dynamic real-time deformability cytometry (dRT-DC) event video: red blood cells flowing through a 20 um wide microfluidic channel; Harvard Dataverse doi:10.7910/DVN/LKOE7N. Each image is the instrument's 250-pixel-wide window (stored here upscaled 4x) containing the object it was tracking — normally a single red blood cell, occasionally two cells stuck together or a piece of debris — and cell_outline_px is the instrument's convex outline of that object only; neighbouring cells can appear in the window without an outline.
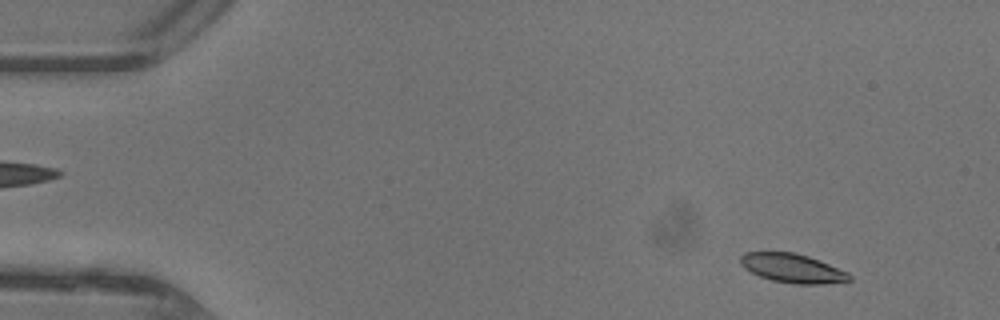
{"species": "common noctule bat (a hibernating species)", "species_latin": "Nyctalus noctula", "temperature_condition": "warm", "stored_images_in_passage": 46, "camera_frame_rate_fps": 3000, "um_per_image_px": 0.085, "animal": {"sex": "female"}, "frame": {"image": 1, "passage_image": 4, "time_ms": 1.0, "image_size_px": [1000, 320], "cell_outline_px": [[852, 280], [820, 284], [796, 284], [772, 280], [760, 276], [744, 268], [740, 264], [740, 256], [744, 252], [792, 252], [808, 256], [820, 260], [848, 272], [852, 276]], "centroid_in_image_um": [67.36, 22.79], "position_along_channel_um": 17.6, "area_um2": 18.38}}
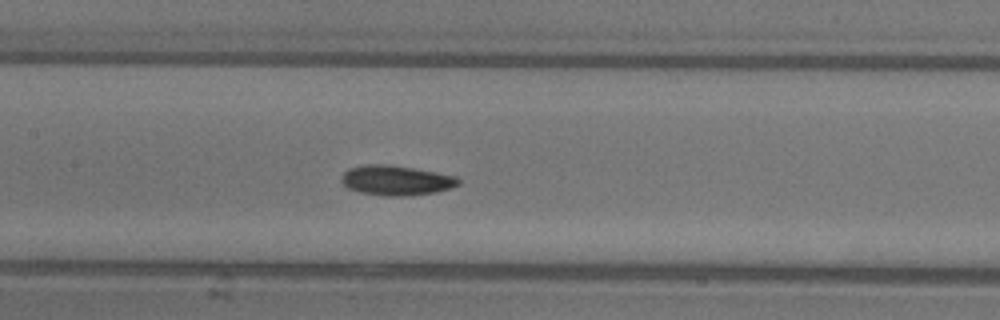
{"frame": {"image": 2, "passage_image": 22, "time_ms": 7.0, "image_size_px": [1000, 320], "cell_outline_px": [[460, 184], [452, 188], [436, 192], [412, 196], [384, 196], [360, 192], [348, 188], [340, 180], [340, 176], [348, 168], [364, 164], [388, 164], [436, 172], [456, 176], [460, 180]], "centroid_in_image_um": [33.67, 15.33], "position_along_channel_um": 173.7, "area_um2": 20.63}}
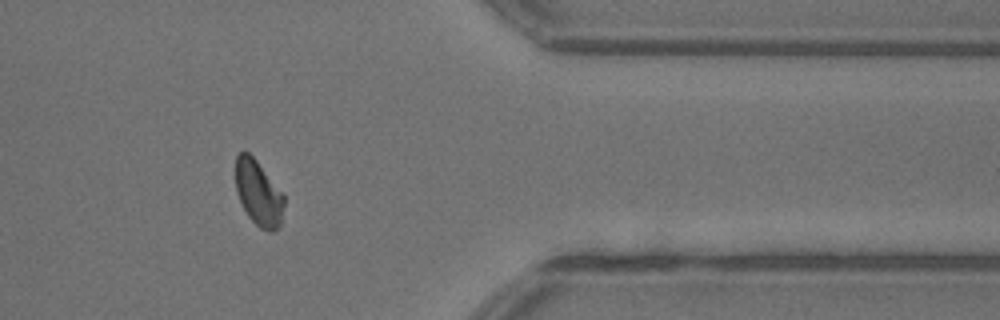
{"frame": {"image": 3, "passage_image": 38, "time_ms": 12.333, "image_size_px": [1000, 320], "cell_outline_px": [[284, 204], [280, 224], [272, 232], [268, 232], [260, 228], [248, 216], [236, 192], [236, 156], [244, 148], [256, 160], [284, 192]], "centroid_in_image_um": [21.98, 16.38], "position_along_channel_um": 389.4, "area_um2": 18.55}, "authors_computed_cell_mechanics": {"area_um2": 18.9873, "velocity_mm_per_s": 4.4189, "shape_relaxation_time_tau1_ms": 5.9332, "shape_relaxation_time_tau2_ms": 4.3521, "deformation_change_tau1": 0.1783, "deformation_change_tau2": 0.0995}}